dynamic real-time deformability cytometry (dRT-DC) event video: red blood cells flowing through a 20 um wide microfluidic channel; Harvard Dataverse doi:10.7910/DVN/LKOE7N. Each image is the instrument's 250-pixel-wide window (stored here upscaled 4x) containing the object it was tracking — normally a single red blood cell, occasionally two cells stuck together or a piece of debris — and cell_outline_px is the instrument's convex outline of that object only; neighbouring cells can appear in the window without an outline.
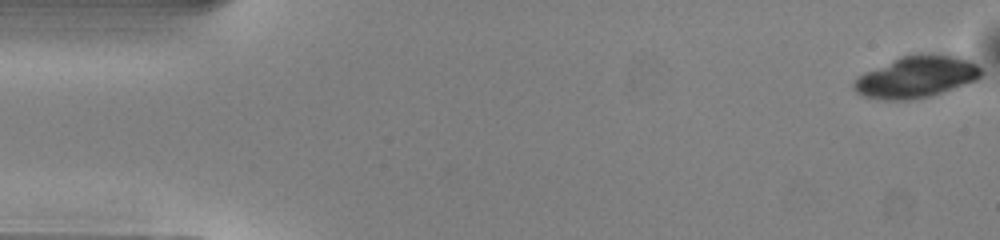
{"species": "common noctule bat (a hibernating species)", "species_latin": "Nyctalus noctula", "temperature_condition": "warm", "stored_images_in_passage": 10, "camera_frame_rate_fps": 3000, "um_per_image_px": 0.085, "animal": {"sex": "male", "body_mass_g": 13.0, "forearm_length_mm": 53.1}, "frame": {"image": 1, "passage_image": 1, "time_ms": 0.0, "image_size_px": [1000, 240], "cell_outline_px": [[984, 72], [976, 80], [932, 96], [908, 100], [884, 100], [864, 96], [856, 92], [852, 88], [852, 84], [864, 72], [900, 56], [920, 52], [960, 56], [976, 64]], "centroid_in_image_um": [77.9, 6.52], "position_along_channel_um": 7.1, "area_um2": 31.21}}